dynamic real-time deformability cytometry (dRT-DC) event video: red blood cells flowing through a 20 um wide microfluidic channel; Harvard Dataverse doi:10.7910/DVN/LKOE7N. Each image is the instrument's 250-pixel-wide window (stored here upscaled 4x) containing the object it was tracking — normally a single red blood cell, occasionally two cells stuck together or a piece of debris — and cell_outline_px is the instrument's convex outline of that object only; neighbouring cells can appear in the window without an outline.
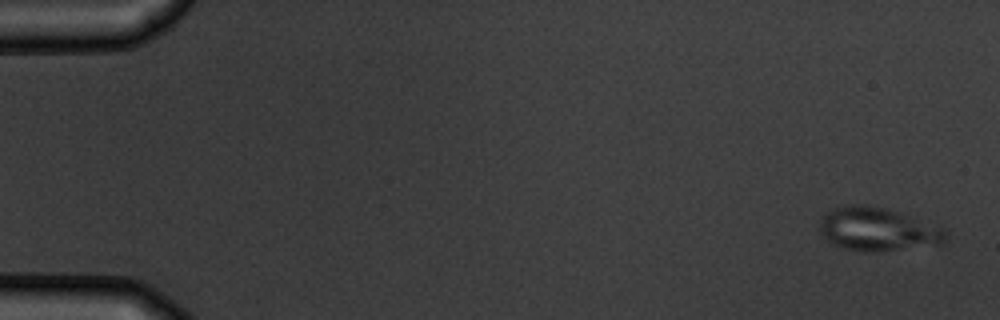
{"species": "common noctule bat (a hibernating species)", "species_latin": "Nyctalus noctula", "temperature_condition": "warm", "stored_images_in_passage": 5, "camera_frame_rate_fps": 3000, "um_per_image_px": 0.085, "animal": {"sex": "male", "body_mass_g": 19.5, "forearm_length_mm": 54.6}, "frame": {"image": 1, "passage_image": 1, "time_ms": 0.0, "image_size_px": [1000, 320], "cell_outline_px": [[948, 236], [944, 244], [880, 252], [864, 252], [844, 248], [832, 244], [820, 236], [820, 224], [824, 216], [828, 212], [836, 208], [848, 204], [868, 204], [888, 208], [900, 212], [944, 228], [948, 232]], "centroid_in_image_um": [74.64, 19.5], "position_along_channel_um": 10.4, "area_um2": 32.43}}